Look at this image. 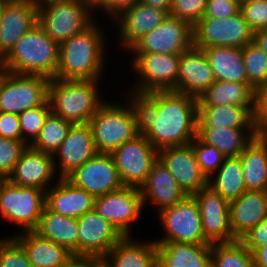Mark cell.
Instances as JSON below:
<instances>
[{"label":"cell","mask_w":267,"mask_h":267,"mask_svg":"<svg viewBox=\"0 0 267 267\" xmlns=\"http://www.w3.org/2000/svg\"><path fill=\"white\" fill-rule=\"evenodd\" d=\"M128 92L138 133L157 150L189 145L197 136L196 97L176 91Z\"/></svg>","instance_id":"obj_1"},{"label":"cell","mask_w":267,"mask_h":267,"mask_svg":"<svg viewBox=\"0 0 267 267\" xmlns=\"http://www.w3.org/2000/svg\"><path fill=\"white\" fill-rule=\"evenodd\" d=\"M100 25L95 20L84 31L59 44V64L55 78L103 80L107 38Z\"/></svg>","instance_id":"obj_2"},{"label":"cell","mask_w":267,"mask_h":267,"mask_svg":"<svg viewBox=\"0 0 267 267\" xmlns=\"http://www.w3.org/2000/svg\"><path fill=\"white\" fill-rule=\"evenodd\" d=\"M0 64L10 73L53 79L59 64V44L37 23L21 36Z\"/></svg>","instance_id":"obj_3"},{"label":"cell","mask_w":267,"mask_h":267,"mask_svg":"<svg viewBox=\"0 0 267 267\" xmlns=\"http://www.w3.org/2000/svg\"><path fill=\"white\" fill-rule=\"evenodd\" d=\"M99 81L50 79L48 100L51 112L73 124L88 123L106 102L97 89Z\"/></svg>","instance_id":"obj_4"},{"label":"cell","mask_w":267,"mask_h":267,"mask_svg":"<svg viewBox=\"0 0 267 267\" xmlns=\"http://www.w3.org/2000/svg\"><path fill=\"white\" fill-rule=\"evenodd\" d=\"M125 102L107 101L89 120L98 153L111 154L123 143L139 135L134 111L129 102Z\"/></svg>","instance_id":"obj_5"},{"label":"cell","mask_w":267,"mask_h":267,"mask_svg":"<svg viewBox=\"0 0 267 267\" xmlns=\"http://www.w3.org/2000/svg\"><path fill=\"white\" fill-rule=\"evenodd\" d=\"M90 0L54 2L38 8V24L55 42L68 40L96 19Z\"/></svg>","instance_id":"obj_6"},{"label":"cell","mask_w":267,"mask_h":267,"mask_svg":"<svg viewBox=\"0 0 267 267\" xmlns=\"http://www.w3.org/2000/svg\"><path fill=\"white\" fill-rule=\"evenodd\" d=\"M46 202V191L17 186L4 179L0 183V216L18 225V232L37 229ZM20 226V229H19Z\"/></svg>","instance_id":"obj_7"},{"label":"cell","mask_w":267,"mask_h":267,"mask_svg":"<svg viewBox=\"0 0 267 267\" xmlns=\"http://www.w3.org/2000/svg\"><path fill=\"white\" fill-rule=\"evenodd\" d=\"M131 68L137 74L131 89L147 94L159 91L177 92V75L181 55L158 53H132ZM133 88V89H132Z\"/></svg>","instance_id":"obj_8"},{"label":"cell","mask_w":267,"mask_h":267,"mask_svg":"<svg viewBox=\"0 0 267 267\" xmlns=\"http://www.w3.org/2000/svg\"><path fill=\"white\" fill-rule=\"evenodd\" d=\"M157 215L165 235L154 239L155 243L211 244L203 233L201 214L193 195H187Z\"/></svg>","instance_id":"obj_9"},{"label":"cell","mask_w":267,"mask_h":267,"mask_svg":"<svg viewBox=\"0 0 267 267\" xmlns=\"http://www.w3.org/2000/svg\"><path fill=\"white\" fill-rule=\"evenodd\" d=\"M193 46L243 48L253 42L254 32L241 11L228 18H201L193 27Z\"/></svg>","instance_id":"obj_10"},{"label":"cell","mask_w":267,"mask_h":267,"mask_svg":"<svg viewBox=\"0 0 267 267\" xmlns=\"http://www.w3.org/2000/svg\"><path fill=\"white\" fill-rule=\"evenodd\" d=\"M50 79L39 75L5 72L0 83V111L20 114L48 100Z\"/></svg>","instance_id":"obj_11"},{"label":"cell","mask_w":267,"mask_h":267,"mask_svg":"<svg viewBox=\"0 0 267 267\" xmlns=\"http://www.w3.org/2000/svg\"><path fill=\"white\" fill-rule=\"evenodd\" d=\"M124 186L140 188L146 181L158 150L143 135L127 141L111 153Z\"/></svg>","instance_id":"obj_12"},{"label":"cell","mask_w":267,"mask_h":267,"mask_svg":"<svg viewBox=\"0 0 267 267\" xmlns=\"http://www.w3.org/2000/svg\"><path fill=\"white\" fill-rule=\"evenodd\" d=\"M95 211L123 236H132V226L144 209L140 189L132 186L95 197Z\"/></svg>","instance_id":"obj_13"},{"label":"cell","mask_w":267,"mask_h":267,"mask_svg":"<svg viewBox=\"0 0 267 267\" xmlns=\"http://www.w3.org/2000/svg\"><path fill=\"white\" fill-rule=\"evenodd\" d=\"M192 46V26L168 15L159 26L139 39L128 51L181 55Z\"/></svg>","instance_id":"obj_14"},{"label":"cell","mask_w":267,"mask_h":267,"mask_svg":"<svg viewBox=\"0 0 267 267\" xmlns=\"http://www.w3.org/2000/svg\"><path fill=\"white\" fill-rule=\"evenodd\" d=\"M72 184L94 197L116 191L124 185L118 174L114 159L108 153H96L81 167L66 177Z\"/></svg>","instance_id":"obj_15"},{"label":"cell","mask_w":267,"mask_h":267,"mask_svg":"<svg viewBox=\"0 0 267 267\" xmlns=\"http://www.w3.org/2000/svg\"><path fill=\"white\" fill-rule=\"evenodd\" d=\"M202 219L203 233L212 243L238 240L230 226V202L206 186L193 194Z\"/></svg>","instance_id":"obj_16"},{"label":"cell","mask_w":267,"mask_h":267,"mask_svg":"<svg viewBox=\"0 0 267 267\" xmlns=\"http://www.w3.org/2000/svg\"><path fill=\"white\" fill-rule=\"evenodd\" d=\"M78 221V255L102 259L124 236L95 209Z\"/></svg>","instance_id":"obj_17"},{"label":"cell","mask_w":267,"mask_h":267,"mask_svg":"<svg viewBox=\"0 0 267 267\" xmlns=\"http://www.w3.org/2000/svg\"><path fill=\"white\" fill-rule=\"evenodd\" d=\"M158 159L187 195L208 186V178L202 172L190 144L162 148L158 150Z\"/></svg>","instance_id":"obj_18"},{"label":"cell","mask_w":267,"mask_h":267,"mask_svg":"<svg viewBox=\"0 0 267 267\" xmlns=\"http://www.w3.org/2000/svg\"><path fill=\"white\" fill-rule=\"evenodd\" d=\"M96 153L97 150L90 125L88 123L73 124L68 135L53 154L54 166L56 172H58V178H66Z\"/></svg>","instance_id":"obj_19"},{"label":"cell","mask_w":267,"mask_h":267,"mask_svg":"<svg viewBox=\"0 0 267 267\" xmlns=\"http://www.w3.org/2000/svg\"><path fill=\"white\" fill-rule=\"evenodd\" d=\"M54 176L58 175L53 155L27 146L6 179L17 186L35 187L47 191L51 185H54V183L51 184L56 178Z\"/></svg>","instance_id":"obj_20"},{"label":"cell","mask_w":267,"mask_h":267,"mask_svg":"<svg viewBox=\"0 0 267 267\" xmlns=\"http://www.w3.org/2000/svg\"><path fill=\"white\" fill-rule=\"evenodd\" d=\"M167 16L165 10L141 2L124 9L113 18L116 26H119V44L128 52L139 39L159 26Z\"/></svg>","instance_id":"obj_21"},{"label":"cell","mask_w":267,"mask_h":267,"mask_svg":"<svg viewBox=\"0 0 267 267\" xmlns=\"http://www.w3.org/2000/svg\"><path fill=\"white\" fill-rule=\"evenodd\" d=\"M38 23V9L29 0H9L0 20V61L21 36Z\"/></svg>","instance_id":"obj_22"},{"label":"cell","mask_w":267,"mask_h":267,"mask_svg":"<svg viewBox=\"0 0 267 267\" xmlns=\"http://www.w3.org/2000/svg\"><path fill=\"white\" fill-rule=\"evenodd\" d=\"M215 82L209 61L202 49L192 46L181 54L177 92L197 99Z\"/></svg>","instance_id":"obj_23"},{"label":"cell","mask_w":267,"mask_h":267,"mask_svg":"<svg viewBox=\"0 0 267 267\" xmlns=\"http://www.w3.org/2000/svg\"><path fill=\"white\" fill-rule=\"evenodd\" d=\"M143 206L153 204L157 213L182 201L187 193L177 184L174 177L157 158L152 164L146 181L140 186ZM151 203H148V202Z\"/></svg>","instance_id":"obj_24"},{"label":"cell","mask_w":267,"mask_h":267,"mask_svg":"<svg viewBox=\"0 0 267 267\" xmlns=\"http://www.w3.org/2000/svg\"><path fill=\"white\" fill-rule=\"evenodd\" d=\"M229 216L231 230L240 240L267 218V190H246L237 199L230 201Z\"/></svg>","instance_id":"obj_25"},{"label":"cell","mask_w":267,"mask_h":267,"mask_svg":"<svg viewBox=\"0 0 267 267\" xmlns=\"http://www.w3.org/2000/svg\"><path fill=\"white\" fill-rule=\"evenodd\" d=\"M58 180L46 191L45 206L65 216L79 218L94 209L95 197L72 184L67 178Z\"/></svg>","instance_id":"obj_26"},{"label":"cell","mask_w":267,"mask_h":267,"mask_svg":"<svg viewBox=\"0 0 267 267\" xmlns=\"http://www.w3.org/2000/svg\"><path fill=\"white\" fill-rule=\"evenodd\" d=\"M101 260L107 267H157V246L124 236Z\"/></svg>","instance_id":"obj_27"},{"label":"cell","mask_w":267,"mask_h":267,"mask_svg":"<svg viewBox=\"0 0 267 267\" xmlns=\"http://www.w3.org/2000/svg\"><path fill=\"white\" fill-rule=\"evenodd\" d=\"M157 267H212L211 244L156 243Z\"/></svg>","instance_id":"obj_28"},{"label":"cell","mask_w":267,"mask_h":267,"mask_svg":"<svg viewBox=\"0 0 267 267\" xmlns=\"http://www.w3.org/2000/svg\"><path fill=\"white\" fill-rule=\"evenodd\" d=\"M13 234L24 247L33 267H60L73 255L64 246L42 237L35 230Z\"/></svg>","instance_id":"obj_29"},{"label":"cell","mask_w":267,"mask_h":267,"mask_svg":"<svg viewBox=\"0 0 267 267\" xmlns=\"http://www.w3.org/2000/svg\"><path fill=\"white\" fill-rule=\"evenodd\" d=\"M239 157L246 190H267V136L257 135Z\"/></svg>","instance_id":"obj_30"},{"label":"cell","mask_w":267,"mask_h":267,"mask_svg":"<svg viewBox=\"0 0 267 267\" xmlns=\"http://www.w3.org/2000/svg\"><path fill=\"white\" fill-rule=\"evenodd\" d=\"M78 229L77 218L51 211L45 206L35 231L42 237L64 246L73 255H78Z\"/></svg>","instance_id":"obj_31"},{"label":"cell","mask_w":267,"mask_h":267,"mask_svg":"<svg viewBox=\"0 0 267 267\" xmlns=\"http://www.w3.org/2000/svg\"><path fill=\"white\" fill-rule=\"evenodd\" d=\"M253 109L231 105L198 106L197 127L254 129Z\"/></svg>","instance_id":"obj_32"},{"label":"cell","mask_w":267,"mask_h":267,"mask_svg":"<svg viewBox=\"0 0 267 267\" xmlns=\"http://www.w3.org/2000/svg\"><path fill=\"white\" fill-rule=\"evenodd\" d=\"M256 136L254 129L197 127V137L216 147L225 157L239 156Z\"/></svg>","instance_id":"obj_33"},{"label":"cell","mask_w":267,"mask_h":267,"mask_svg":"<svg viewBox=\"0 0 267 267\" xmlns=\"http://www.w3.org/2000/svg\"><path fill=\"white\" fill-rule=\"evenodd\" d=\"M212 68L215 80L248 83L242 48H202Z\"/></svg>","instance_id":"obj_34"},{"label":"cell","mask_w":267,"mask_h":267,"mask_svg":"<svg viewBox=\"0 0 267 267\" xmlns=\"http://www.w3.org/2000/svg\"><path fill=\"white\" fill-rule=\"evenodd\" d=\"M197 104L254 107V89L248 83L215 80L197 99Z\"/></svg>","instance_id":"obj_35"},{"label":"cell","mask_w":267,"mask_h":267,"mask_svg":"<svg viewBox=\"0 0 267 267\" xmlns=\"http://www.w3.org/2000/svg\"><path fill=\"white\" fill-rule=\"evenodd\" d=\"M208 187L229 202L243 194L246 186L240 157H226L218 170L208 178Z\"/></svg>","instance_id":"obj_36"},{"label":"cell","mask_w":267,"mask_h":267,"mask_svg":"<svg viewBox=\"0 0 267 267\" xmlns=\"http://www.w3.org/2000/svg\"><path fill=\"white\" fill-rule=\"evenodd\" d=\"M212 267H255L253 254L241 240L211 244Z\"/></svg>","instance_id":"obj_37"},{"label":"cell","mask_w":267,"mask_h":267,"mask_svg":"<svg viewBox=\"0 0 267 267\" xmlns=\"http://www.w3.org/2000/svg\"><path fill=\"white\" fill-rule=\"evenodd\" d=\"M72 125L73 123L51 112L46 118L38 137L30 146L53 155L68 135Z\"/></svg>","instance_id":"obj_38"},{"label":"cell","mask_w":267,"mask_h":267,"mask_svg":"<svg viewBox=\"0 0 267 267\" xmlns=\"http://www.w3.org/2000/svg\"><path fill=\"white\" fill-rule=\"evenodd\" d=\"M248 84L253 88L267 82V54L254 42L242 48Z\"/></svg>","instance_id":"obj_39"},{"label":"cell","mask_w":267,"mask_h":267,"mask_svg":"<svg viewBox=\"0 0 267 267\" xmlns=\"http://www.w3.org/2000/svg\"><path fill=\"white\" fill-rule=\"evenodd\" d=\"M51 105L47 100L43 105L28 109L19 114L22 141L30 146L38 137L48 115Z\"/></svg>","instance_id":"obj_40"},{"label":"cell","mask_w":267,"mask_h":267,"mask_svg":"<svg viewBox=\"0 0 267 267\" xmlns=\"http://www.w3.org/2000/svg\"><path fill=\"white\" fill-rule=\"evenodd\" d=\"M202 172L209 178L226 158L216 147L202 142L197 136L190 143Z\"/></svg>","instance_id":"obj_41"},{"label":"cell","mask_w":267,"mask_h":267,"mask_svg":"<svg viewBox=\"0 0 267 267\" xmlns=\"http://www.w3.org/2000/svg\"><path fill=\"white\" fill-rule=\"evenodd\" d=\"M0 267H33L24 247L14 236L0 238Z\"/></svg>","instance_id":"obj_42"},{"label":"cell","mask_w":267,"mask_h":267,"mask_svg":"<svg viewBox=\"0 0 267 267\" xmlns=\"http://www.w3.org/2000/svg\"><path fill=\"white\" fill-rule=\"evenodd\" d=\"M207 0H172L168 15L184 20L192 27L203 18Z\"/></svg>","instance_id":"obj_43"},{"label":"cell","mask_w":267,"mask_h":267,"mask_svg":"<svg viewBox=\"0 0 267 267\" xmlns=\"http://www.w3.org/2000/svg\"><path fill=\"white\" fill-rule=\"evenodd\" d=\"M28 145L22 140L0 136V175L5 179L13 171L21 153Z\"/></svg>","instance_id":"obj_44"},{"label":"cell","mask_w":267,"mask_h":267,"mask_svg":"<svg viewBox=\"0 0 267 267\" xmlns=\"http://www.w3.org/2000/svg\"><path fill=\"white\" fill-rule=\"evenodd\" d=\"M240 11L253 32L267 28V0L244 2Z\"/></svg>","instance_id":"obj_45"},{"label":"cell","mask_w":267,"mask_h":267,"mask_svg":"<svg viewBox=\"0 0 267 267\" xmlns=\"http://www.w3.org/2000/svg\"><path fill=\"white\" fill-rule=\"evenodd\" d=\"M253 127L257 135L267 136V82L254 89Z\"/></svg>","instance_id":"obj_46"},{"label":"cell","mask_w":267,"mask_h":267,"mask_svg":"<svg viewBox=\"0 0 267 267\" xmlns=\"http://www.w3.org/2000/svg\"><path fill=\"white\" fill-rule=\"evenodd\" d=\"M238 0H207L204 18H228L240 12Z\"/></svg>","instance_id":"obj_47"},{"label":"cell","mask_w":267,"mask_h":267,"mask_svg":"<svg viewBox=\"0 0 267 267\" xmlns=\"http://www.w3.org/2000/svg\"><path fill=\"white\" fill-rule=\"evenodd\" d=\"M240 240L251 253H253L259 247L267 246V218L260 221Z\"/></svg>","instance_id":"obj_48"},{"label":"cell","mask_w":267,"mask_h":267,"mask_svg":"<svg viewBox=\"0 0 267 267\" xmlns=\"http://www.w3.org/2000/svg\"><path fill=\"white\" fill-rule=\"evenodd\" d=\"M0 136L13 140H22L21 125L18 114L0 111Z\"/></svg>","instance_id":"obj_49"},{"label":"cell","mask_w":267,"mask_h":267,"mask_svg":"<svg viewBox=\"0 0 267 267\" xmlns=\"http://www.w3.org/2000/svg\"><path fill=\"white\" fill-rule=\"evenodd\" d=\"M140 0H90L93 7L94 15L97 9V12L105 11L112 20L124 9L138 3ZM99 9V10H98Z\"/></svg>","instance_id":"obj_50"},{"label":"cell","mask_w":267,"mask_h":267,"mask_svg":"<svg viewBox=\"0 0 267 267\" xmlns=\"http://www.w3.org/2000/svg\"><path fill=\"white\" fill-rule=\"evenodd\" d=\"M95 260L90 256L72 255L60 267H89Z\"/></svg>","instance_id":"obj_51"},{"label":"cell","mask_w":267,"mask_h":267,"mask_svg":"<svg viewBox=\"0 0 267 267\" xmlns=\"http://www.w3.org/2000/svg\"><path fill=\"white\" fill-rule=\"evenodd\" d=\"M252 254L255 267H267V246L257 248Z\"/></svg>","instance_id":"obj_52"},{"label":"cell","mask_w":267,"mask_h":267,"mask_svg":"<svg viewBox=\"0 0 267 267\" xmlns=\"http://www.w3.org/2000/svg\"><path fill=\"white\" fill-rule=\"evenodd\" d=\"M253 42L267 54V28L254 32Z\"/></svg>","instance_id":"obj_53"},{"label":"cell","mask_w":267,"mask_h":267,"mask_svg":"<svg viewBox=\"0 0 267 267\" xmlns=\"http://www.w3.org/2000/svg\"><path fill=\"white\" fill-rule=\"evenodd\" d=\"M139 2L150 7L165 10L167 13H169L172 4V0H140Z\"/></svg>","instance_id":"obj_54"},{"label":"cell","mask_w":267,"mask_h":267,"mask_svg":"<svg viewBox=\"0 0 267 267\" xmlns=\"http://www.w3.org/2000/svg\"><path fill=\"white\" fill-rule=\"evenodd\" d=\"M37 9L43 7L44 5L54 3V2H62V1H70V0H29Z\"/></svg>","instance_id":"obj_55"},{"label":"cell","mask_w":267,"mask_h":267,"mask_svg":"<svg viewBox=\"0 0 267 267\" xmlns=\"http://www.w3.org/2000/svg\"><path fill=\"white\" fill-rule=\"evenodd\" d=\"M89 267H107L101 259H96Z\"/></svg>","instance_id":"obj_56"},{"label":"cell","mask_w":267,"mask_h":267,"mask_svg":"<svg viewBox=\"0 0 267 267\" xmlns=\"http://www.w3.org/2000/svg\"><path fill=\"white\" fill-rule=\"evenodd\" d=\"M9 0H0V20H1V16H2V12L4 10V7L6 5V3L8 2Z\"/></svg>","instance_id":"obj_57"},{"label":"cell","mask_w":267,"mask_h":267,"mask_svg":"<svg viewBox=\"0 0 267 267\" xmlns=\"http://www.w3.org/2000/svg\"><path fill=\"white\" fill-rule=\"evenodd\" d=\"M6 70L4 69V67L0 64V83L5 75Z\"/></svg>","instance_id":"obj_58"},{"label":"cell","mask_w":267,"mask_h":267,"mask_svg":"<svg viewBox=\"0 0 267 267\" xmlns=\"http://www.w3.org/2000/svg\"><path fill=\"white\" fill-rule=\"evenodd\" d=\"M247 1H251V0H238V2H239L240 4H242V3H244V2H247Z\"/></svg>","instance_id":"obj_59"},{"label":"cell","mask_w":267,"mask_h":267,"mask_svg":"<svg viewBox=\"0 0 267 267\" xmlns=\"http://www.w3.org/2000/svg\"><path fill=\"white\" fill-rule=\"evenodd\" d=\"M5 178L0 175V183L4 180Z\"/></svg>","instance_id":"obj_60"}]
</instances>
